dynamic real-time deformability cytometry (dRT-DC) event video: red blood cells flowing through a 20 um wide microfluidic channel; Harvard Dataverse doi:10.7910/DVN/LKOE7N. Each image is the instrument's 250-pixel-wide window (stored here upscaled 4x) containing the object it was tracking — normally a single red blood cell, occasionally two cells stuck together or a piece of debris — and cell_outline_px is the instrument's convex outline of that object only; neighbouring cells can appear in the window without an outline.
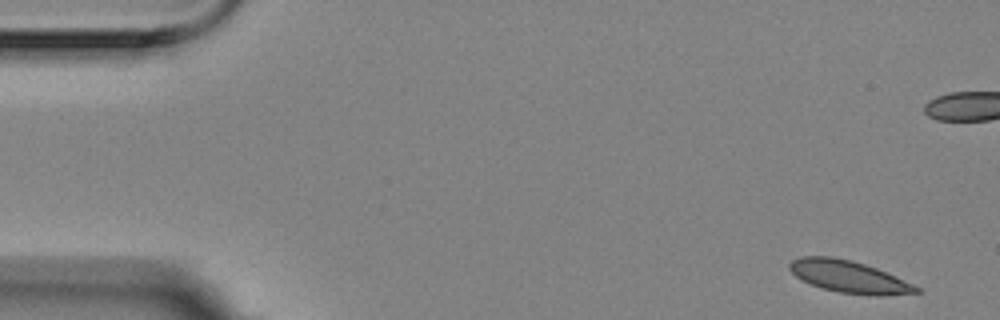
{"species": "Egyptian fruit bat (a non-hibernating species)", "species_latin": "Rousettus aegyptiacus", "temperature_condition": "room temperature", "stored_images_in_passage": 6, "camera_frame_rate_fps": 3000, "um_per_image_px": 0.085, "animal": {"sex": "female"}, "frame": {"image": 1, "passage_image": 1, "time_ms": 0.0, "image_size_px": [1000, 320], "cell_outline_px": [[920, 292], [884, 296], [876, 296], [840, 292], [820, 288], [796, 276], [788, 268], [788, 264], [792, 260], [800, 256], [832, 256], [852, 260], [876, 268], [912, 284], [920, 288]], "centroid_in_image_um": [72.13, 23.51], "position_along_channel_um": 12.9, "area_um2": 23.52}}